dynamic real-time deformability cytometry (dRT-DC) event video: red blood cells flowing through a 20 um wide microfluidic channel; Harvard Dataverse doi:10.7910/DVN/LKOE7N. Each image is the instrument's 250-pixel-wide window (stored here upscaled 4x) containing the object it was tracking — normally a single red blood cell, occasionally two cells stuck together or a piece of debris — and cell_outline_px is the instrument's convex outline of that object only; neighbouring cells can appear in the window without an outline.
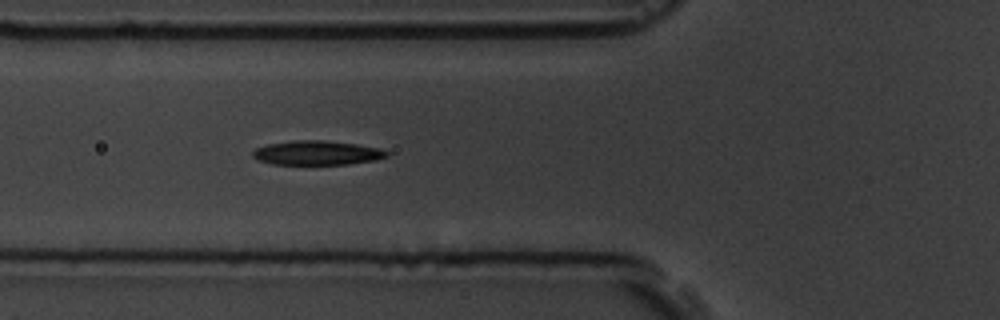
{"species": "common noctule bat (a hibernating species)", "species_latin": "Nyctalus noctula", "temperature_condition": "room temperature", "stored_images_in_passage": 6, "camera_frame_rate_fps": 3000, "um_per_image_px": 0.085, "animal": {"sex": "male", "body_mass_g": 19.5, "forearm_length_mm": 54.6}, "frame": {"image": 1, "passage_image": 6, "time_ms": 6.0, "image_size_px": [1000, 320], "cell_outline_px": [[388, 156], [376, 160], [348, 164], [272, 164], [256, 160], [252, 156], [252, 152], [256, 148], [268, 144], [292, 140], [324, 140], [356, 144], [380, 148], [388, 152]], "centroid_in_image_um": [26.92, 12.99], "position_along_channel_um": 98.9, "area_um2": 19.02}}